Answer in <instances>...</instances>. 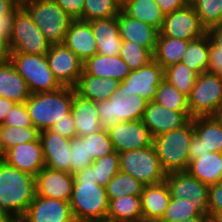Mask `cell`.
Segmentation results:
<instances>
[{
	"label": "cell",
	"mask_w": 222,
	"mask_h": 222,
	"mask_svg": "<svg viewBox=\"0 0 222 222\" xmlns=\"http://www.w3.org/2000/svg\"><path fill=\"white\" fill-rule=\"evenodd\" d=\"M155 1L164 14H168L175 10L182 9L189 3V0H155Z\"/></svg>",
	"instance_id": "cell-51"
},
{
	"label": "cell",
	"mask_w": 222,
	"mask_h": 222,
	"mask_svg": "<svg viewBox=\"0 0 222 222\" xmlns=\"http://www.w3.org/2000/svg\"><path fill=\"white\" fill-rule=\"evenodd\" d=\"M106 222H143L141 196L125 195L109 200Z\"/></svg>",
	"instance_id": "cell-31"
},
{
	"label": "cell",
	"mask_w": 222,
	"mask_h": 222,
	"mask_svg": "<svg viewBox=\"0 0 222 222\" xmlns=\"http://www.w3.org/2000/svg\"><path fill=\"white\" fill-rule=\"evenodd\" d=\"M211 222H222V211L215 213L211 217Z\"/></svg>",
	"instance_id": "cell-60"
},
{
	"label": "cell",
	"mask_w": 222,
	"mask_h": 222,
	"mask_svg": "<svg viewBox=\"0 0 222 222\" xmlns=\"http://www.w3.org/2000/svg\"><path fill=\"white\" fill-rule=\"evenodd\" d=\"M166 109L190 113L188 107V97L179 92L173 85L163 80L157 88L155 99L153 100Z\"/></svg>",
	"instance_id": "cell-37"
},
{
	"label": "cell",
	"mask_w": 222,
	"mask_h": 222,
	"mask_svg": "<svg viewBox=\"0 0 222 222\" xmlns=\"http://www.w3.org/2000/svg\"><path fill=\"white\" fill-rule=\"evenodd\" d=\"M189 174L207 186L222 181V153L210 152L201 158L190 160L187 170Z\"/></svg>",
	"instance_id": "cell-30"
},
{
	"label": "cell",
	"mask_w": 222,
	"mask_h": 222,
	"mask_svg": "<svg viewBox=\"0 0 222 222\" xmlns=\"http://www.w3.org/2000/svg\"><path fill=\"white\" fill-rule=\"evenodd\" d=\"M120 1V4H121V7L126 3L128 2L129 0H119Z\"/></svg>",
	"instance_id": "cell-62"
},
{
	"label": "cell",
	"mask_w": 222,
	"mask_h": 222,
	"mask_svg": "<svg viewBox=\"0 0 222 222\" xmlns=\"http://www.w3.org/2000/svg\"><path fill=\"white\" fill-rule=\"evenodd\" d=\"M96 110L95 101L83 98L74 89L71 113L76 128V136H88L103 129Z\"/></svg>",
	"instance_id": "cell-24"
},
{
	"label": "cell",
	"mask_w": 222,
	"mask_h": 222,
	"mask_svg": "<svg viewBox=\"0 0 222 222\" xmlns=\"http://www.w3.org/2000/svg\"><path fill=\"white\" fill-rule=\"evenodd\" d=\"M196 77L197 74L183 62H178L164 69V80L187 97L194 87Z\"/></svg>",
	"instance_id": "cell-36"
},
{
	"label": "cell",
	"mask_w": 222,
	"mask_h": 222,
	"mask_svg": "<svg viewBox=\"0 0 222 222\" xmlns=\"http://www.w3.org/2000/svg\"><path fill=\"white\" fill-rule=\"evenodd\" d=\"M69 16L73 19H79L82 16V10L85 0H54Z\"/></svg>",
	"instance_id": "cell-50"
},
{
	"label": "cell",
	"mask_w": 222,
	"mask_h": 222,
	"mask_svg": "<svg viewBox=\"0 0 222 222\" xmlns=\"http://www.w3.org/2000/svg\"><path fill=\"white\" fill-rule=\"evenodd\" d=\"M164 80V68L152 60L149 64L131 73L123 80L127 87L134 93L143 97L148 102L153 101L157 88Z\"/></svg>",
	"instance_id": "cell-20"
},
{
	"label": "cell",
	"mask_w": 222,
	"mask_h": 222,
	"mask_svg": "<svg viewBox=\"0 0 222 222\" xmlns=\"http://www.w3.org/2000/svg\"><path fill=\"white\" fill-rule=\"evenodd\" d=\"M40 140L45 167L70 173L71 139L48 129L40 132Z\"/></svg>",
	"instance_id": "cell-19"
},
{
	"label": "cell",
	"mask_w": 222,
	"mask_h": 222,
	"mask_svg": "<svg viewBox=\"0 0 222 222\" xmlns=\"http://www.w3.org/2000/svg\"><path fill=\"white\" fill-rule=\"evenodd\" d=\"M121 10L129 17L149 24L158 31L162 27L165 16L155 0H129Z\"/></svg>",
	"instance_id": "cell-33"
},
{
	"label": "cell",
	"mask_w": 222,
	"mask_h": 222,
	"mask_svg": "<svg viewBox=\"0 0 222 222\" xmlns=\"http://www.w3.org/2000/svg\"><path fill=\"white\" fill-rule=\"evenodd\" d=\"M193 135L192 118L184 126L153 138L156 154L166 174L187 170L189 146Z\"/></svg>",
	"instance_id": "cell-5"
},
{
	"label": "cell",
	"mask_w": 222,
	"mask_h": 222,
	"mask_svg": "<svg viewBox=\"0 0 222 222\" xmlns=\"http://www.w3.org/2000/svg\"><path fill=\"white\" fill-rule=\"evenodd\" d=\"M181 222H211V217L209 215L201 214L200 216H196L191 219H186Z\"/></svg>",
	"instance_id": "cell-57"
},
{
	"label": "cell",
	"mask_w": 222,
	"mask_h": 222,
	"mask_svg": "<svg viewBox=\"0 0 222 222\" xmlns=\"http://www.w3.org/2000/svg\"><path fill=\"white\" fill-rule=\"evenodd\" d=\"M170 199L166 181L144 186L141 194L143 222H159L165 214Z\"/></svg>",
	"instance_id": "cell-26"
},
{
	"label": "cell",
	"mask_w": 222,
	"mask_h": 222,
	"mask_svg": "<svg viewBox=\"0 0 222 222\" xmlns=\"http://www.w3.org/2000/svg\"><path fill=\"white\" fill-rule=\"evenodd\" d=\"M49 68L63 87H75L83 72V62L65 44L51 45L46 53Z\"/></svg>",
	"instance_id": "cell-14"
},
{
	"label": "cell",
	"mask_w": 222,
	"mask_h": 222,
	"mask_svg": "<svg viewBox=\"0 0 222 222\" xmlns=\"http://www.w3.org/2000/svg\"><path fill=\"white\" fill-rule=\"evenodd\" d=\"M148 101L134 93L124 81L119 82L110 99L96 102L103 129H109L121 121L142 120Z\"/></svg>",
	"instance_id": "cell-4"
},
{
	"label": "cell",
	"mask_w": 222,
	"mask_h": 222,
	"mask_svg": "<svg viewBox=\"0 0 222 222\" xmlns=\"http://www.w3.org/2000/svg\"><path fill=\"white\" fill-rule=\"evenodd\" d=\"M208 72L222 76V48H216L209 38Z\"/></svg>",
	"instance_id": "cell-49"
},
{
	"label": "cell",
	"mask_w": 222,
	"mask_h": 222,
	"mask_svg": "<svg viewBox=\"0 0 222 222\" xmlns=\"http://www.w3.org/2000/svg\"><path fill=\"white\" fill-rule=\"evenodd\" d=\"M5 162L34 177L45 167L40 138L11 147L6 151Z\"/></svg>",
	"instance_id": "cell-21"
},
{
	"label": "cell",
	"mask_w": 222,
	"mask_h": 222,
	"mask_svg": "<svg viewBox=\"0 0 222 222\" xmlns=\"http://www.w3.org/2000/svg\"><path fill=\"white\" fill-rule=\"evenodd\" d=\"M83 72L91 76L111 78L121 82L131 73V69L120 56L96 53L83 63Z\"/></svg>",
	"instance_id": "cell-27"
},
{
	"label": "cell",
	"mask_w": 222,
	"mask_h": 222,
	"mask_svg": "<svg viewBox=\"0 0 222 222\" xmlns=\"http://www.w3.org/2000/svg\"><path fill=\"white\" fill-rule=\"evenodd\" d=\"M73 87H61L55 91L35 93L25 101L33 127L40 132L50 129L71 112Z\"/></svg>",
	"instance_id": "cell-3"
},
{
	"label": "cell",
	"mask_w": 222,
	"mask_h": 222,
	"mask_svg": "<svg viewBox=\"0 0 222 222\" xmlns=\"http://www.w3.org/2000/svg\"><path fill=\"white\" fill-rule=\"evenodd\" d=\"M14 14L0 15V34L10 40L13 30Z\"/></svg>",
	"instance_id": "cell-52"
},
{
	"label": "cell",
	"mask_w": 222,
	"mask_h": 222,
	"mask_svg": "<svg viewBox=\"0 0 222 222\" xmlns=\"http://www.w3.org/2000/svg\"><path fill=\"white\" fill-rule=\"evenodd\" d=\"M118 85L119 82L114 79L95 77L82 72L74 89L83 98L100 102L110 99Z\"/></svg>",
	"instance_id": "cell-29"
},
{
	"label": "cell",
	"mask_w": 222,
	"mask_h": 222,
	"mask_svg": "<svg viewBox=\"0 0 222 222\" xmlns=\"http://www.w3.org/2000/svg\"><path fill=\"white\" fill-rule=\"evenodd\" d=\"M218 117L222 120V109H221V111H220Z\"/></svg>",
	"instance_id": "cell-63"
},
{
	"label": "cell",
	"mask_w": 222,
	"mask_h": 222,
	"mask_svg": "<svg viewBox=\"0 0 222 222\" xmlns=\"http://www.w3.org/2000/svg\"><path fill=\"white\" fill-rule=\"evenodd\" d=\"M190 119V113L166 109L155 101H150L147 103L142 121L154 138L184 126Z\"/></svg>",
	"instance_id": "cell-18"
},
{
	"label": "cell",
	"mask_w": 222,
	"mask_h": 222,
	"mask_svg": "<svg viewBox=\"0 0 222 222\" xmlns=\"http://www.w3.org/2000/svg\"><path fill=\"white\" fill-rule=\"evenodd\" d=\"M12 1L17 7H24L25 5L31 3L35 0H12Z\"/></svg>",
	"instance_id": "cell-59"
},
{
	"label": "cell",
	"mask_w": 222,
	"mask_h": 222,
	"mask_svg": "<svg viewBox=\"0 0 222 222\" xmlns=\"http://www.w3.org/2000/svg\"><path fill=\"white\" fill-rule=\"evenodd\" d=\"M122 41L134 42L154 53L159 31L138 19L129 17L122 10L117 16Z\"/></svg>",
	"instance_id": "cell-22"
},
{
	"label": "cell",
	"mask_w": 222,
	"mask_h": 222,
	"mask_svg": "<svg viewBox=\"0 0 222 222\" xmlns=\"http://www.w3.org/2000/svg\"><path fill=\"white\" fill-rule=\"evenodd\" d=\"M93 176L101 186L106 187L109 181L120 171L119 153L114 151L93 161Z\"/></svg>",
	"instance_id": "cell-41"
},
{
	"label": "cell",
	"mask_w": 222,
	"mask_h": 222,
	"mask_svg": "<svg viewBox=\"0 0 222 222\" xmlns=\"http://www.w3.org/2000/svg\"><path fill=\"white\" fill-rule=\"evenodd\" d=\"M71 199L72 214L76 222H106L109 199L104 186L96 183L93 166L73 174Z\"/></svg>",
	"instance_id": "cell-1"
},
{
	"label": "cell",
	"mask_w": 222,
	"mask_h": 222,
	"mask_svg": "<svg viewBox=\"0 0 222 222\" xmlns=\"http://www.w3.org/2000/svg\"><path fill=\"white\" fill-rule=\"evenodd\" d=\"M194 135L189 146V161L210 152L222 153V120L218 116L193 118Z\"/></svg>",
	"instance_id": "cell-11"
},
{
	"label": "cell",
	"mask_w": 222,
	"mask_h": 222,
	"mask_svg": "<svg viewBox=\"0 0 222 222\" xmlns=\"http://www.w3.org/2000/svg\"><path fill=\"white\" fill-rule=\"evenodd\" d=\"M200 215L201 213L191 205L188 199L171 197L165 214L159 222H181Z\"/></svg>",
	"instance_id": "cell-43"
},
{
	"label": "cell",
	"mask_w": 222,
	"mask_h": 222,
	"mask_svg": "<svg viewBox=\"0 0 222 222\" xmlns=\"http://www.w3.org/2000/svg\"><path fill=\"white\" fill-rule=\"evenodd\" d=\"M3 124L14 127L20 126L22 128L33 127L26 104L15 103L5 116Z\"/></svg>",
	"instance_id": "cell-46"
},
{
	"label": "cell",
	"mask_w": 222,
	"mask_h": 222,
	"mask_svg": "<svg viewBox=\"0 0 222 222\" xmlns=\"http://www.w3.org/2000/svg\"><path fill=\"white\" fill-rule=\"evenodd\" d=\"M24 8L51 45L64 43L73 18L54 0H35Z\"/></svg>",
	"instance_id": "cell-6"
},
{
	"label": "cell",
	"mask_w": 222,
	"mask_h": 222,
	"mask_svg": "<svg viewBox=\"0 0 222 222\" xmlns=\"http://www.w3.org/2000/svg\"><path fill=\"white\" fill-rule=\"evenodd\" d=\"M0 222H13V221L2 211H0Z\"/></svg>",
	"instance_id": "cell-61"
},
{
	"label": "cell",
	"mask_w": 222,
	"mask_h": 222,
	"mask_svg": "<svg viewBox=\"0 0 222 222\" xmlns=\"http://www.w3.org/2000/svg\"><path fill=\"white\" fill-rule=\"evenodd\" d=\"M189 3L206 30L222 24V0H189Z\"/></svg>",
	"instance_id": "cell-40"
},
{
	"label": "cell",
	"mask_w": 222,
	"mask_h": 222,
	"mask_svg": "<svg viewBox=\"0 0 222 222\" xmlns=\"http://www.w3.org/2000/svg\"><path fill=\"white\" fill-rule=\"evenodd\" d=\"M19 222H76L69 202L35 194Z\"/></svg>",
	"instance_id": "cell-16"
},
{
	"label": "cell",
	"mask_w": 222,
	"mask_h": 222,
	"mask_svg": "<svg viewBox=\"0 0 222 222\" xmlns=\"http://www.w3.org/2000/svg\"><path fill=\"white\" fill-rule=\"evenodd\" d=\"M197 75L208 72L209 66V36L205 35L190 40L182 61Z\"/></svg>",
	"instance_id": "cell-34"
},
{
	"label": "cell",
	"mask_w": 222,
	"mask_h": 222,
	"mask_svg": "<svg viewBox=\"0 0 222 222\" xmlns=\"http://www.w3.org/2000/svg\"><path fill=\"white\" fill-rule=\"evenodd\" d=\"M131 70L146 66L153 60V53L134 42L123 41L119 55Z\"/></svg>",
	"instance_id": "cell-42"
},
{
	"label": "cell",
	"mask_w": 222,
	"mask_h": 222,
	"mask_svg": "<svg viewBox=\"0 0 222 222\" xmlns=\"http://www.w3.org/2000/svg\"><path fill=\"white\" fill-rule=\"evenodd\" d=\"M10 61L26 81L31 94L51 92L62 87L49 68L46 54L11 53Z\"/></svg>",
	"instance_id": "cell-7"
},
{
	"label": "cell",
	"mask_w": 222,
	"mask_h": 222,
	"mask_svg": "<svg viewBox=\"0 0 222 222\" xmlns=\"http://www.w3.org/2000/svg\"><path fill=\"white\" fill-rule=\"evenodd\" d=\"M17 6L12 0H0V15L1 14H15Z\"/></svg>",
	"instance_id": "cell-56"
},
{
	"label": "cell",
	"mask_w": 222,
	"mask_h": 222,
	"mask_svg": "<svg viewBox=\"0 0 222 222\" xmlns=\"http://www.w3.org/2000/svg\"><path fill=\"white\" fill-rule=\"evenodd\" d=\"M51 131L58 133L62 137L65 138H73L76 136V128L74 124V119L72 117V113L64 116V119L55 123L51 128Z\"/></svg>",
	"instance_id": "cell-48"
},
{
	"label": "cell",
	"mask_w": 222,
	"mask_h": 222,
	"mask_svg": "<svg viewBox=\"0 0 222 222\" xmlns=\"http://www.w3.org/2000/svg\"><path fill=\"white\" fill-rule=\"evenodd\" d=\"M207 33L206 28L201 24L194 7L188 3L185 7L165 14L164 21L159 34L162 36L194 40Z\"/></svg>",
	"instance_id": "cell-12"
},
{
	"label": "cell",
	"mask_w": 222,
	"mask_h": 222,
	"mask_svg": "<svg viewBox=\"0 0 222 222\" xmlns=\"http://www.w3.org/2000/svg\"><path fill=\"white\" fill-rule=\"evenodd\" d=\"M35 194L34 176L6 162L0 164V211L13 222H19Z\"/></svg>",
	"instance_id": "cell-2"
},
{
	"label": "cell",
	"mask_w": 222,
	"mask_h": 222,
	"mask_svg": "<svg viewBox=\"0 0 222 222\" xmlns=\"http://www.w3.org/2000/svg\"><path fill=\"white\" fill-rule=\"evenodd\" d=\"M188 42L183 39L162 36L158 33L153 60L159 63L164 69L181 62Z\"/></svg>",
	"instance_id": "cell-32"
},
{
	"label": "cell",
	"mask_w": 222,
	"mask_h": 222,
	"mask_svg": "<svg viewBox=\"0 0 222 222\" xmlns=\"http://www.w3.org/2000/svg\"><path fill=\"white\" fill-rule=\"evenodd\" d=\"M70 148V173L74 174L77 171L92 165L93 160L88 154L87 143L84 141L83 137L75 136L71 138Z\"/></svg>",
	"instance_id": "cell-45"
},
{
	"label": "cell",
	"mask_w": 222,
	"mask_h": 222,
	"mask_svg": "<svg viewBox=\"0 0 222 222\" xmlns=\"http://www.w3.org/2000/svg\"><path fill=\"white\" fill-rule=\"evenodd\" d=\"M222 211V182L208 186V215Z\"/></svg>",
	"instance_id": "cell-47"
},
{
	"label": "cell",
	"mask_w": 222,
	"mask_h": 222,
	"mask_svg": "<svg viewBox=\"0 0 222 222\" xmlns=\"http://www.w3.org/2000/svg\"><path fill=\"white\" fill-rule=\"evenodd\" d=\"M89 23L97 44V53L107 56H119L123 41L119 33L117 17L97 19Z\"/></svg>",
	"instance_id": "cell-25"
},
{
	"label": "cell",
	"mask_w": 222,
	"mask_h": 222,
	"mask_svg": "<svg viewBox=\"0 0 222 222\" xmlns=\"http://www.w3.org/2000/svg\"><path fill=\"white\" fill-rule=\"evenodd\" d=\"M11 53L9 40L0 34V62L10 60Z\"/></svg>",
	"instance_id": "cell-54"
},
{
	"label": "cell",
	"mask_w": 222,
	"mask_h": 222,
	"mask_svg": "<svg viewBox=\"0 0 222 222\" xmlns=\"http://www.w3.org/2000/svg\"><path fill=\"white\" fill-rule=\"evenodd\" d=\"M188 107L191 118L218 116L222 109V76L210 72L197 75Z\"/></svg>",
	"instance_id": "cell-8"
},
{
	"label": "cell",
	"mask_w": 222,
	"mask_h": 222,
	"mask_svg": "<svg viewBox=\"0 0 222 222\" xmlns=\"http://www.w3.org/2000/svg\"><path fill=\"white\" fill-rule=\"evenodd\" d=\"M119 165L121 172L133 176L145 186L162 183L166 178L153 144L119 153Z\"/></svg>",
	"instance_id": "cell-9"
},
{
	"label": "cell",
	"mask_w": 222,
	"mask_h": 222,
	"mask_svg": "<svg viewBox=\"0 0 222 222\" xmlns=\"http://www.w3.org/2000/svg\"><path fill=\"white\" fill-rule=\"evenodd\" d=\"M15 102L4 97H0V125L3 124L5 116L9 113Z\"/></svg>",
	"instance_id": "cell-55"
},
{
	"label": "cell",
	"mask_w": 222,
	"mask_h": 222,
	"mask_svg": "<svg viewBox=\"0 0 222 222\" xmlns=\"http://www.w3.org/2000/svg\"><path fill=\"white\" fill-rule=\"evenodd\" d=\"M144 186L133 176L119 171L105 187L109 200L125 195L141 196Z\"/></svg>",
	"instance_id": "cell-35"
},
{
	"label": "cell",
	"mask_w": 222,
	"mask_h": 222,
	"mask_svg": "<svg viewBox=\"0 0 222 222\" xmlns=\"http://www.w3.org/2000/svg\"><path fill=\"white\" fill-rule=\"evenodd\" d=\"M210 42L216 48H222V24L215 25L207 30Z\"/></svg>",
	"instance_id": "cell-53"
},
{
	"label": "cell",
	"mask_w": 222,
	"mask_h": 222,
	"mask_svg": "<svg viewBox=\"0 0 222 222\" xmlns=\"http://www.w3.org/2000/svg\"><path fill=\"white\" fill-rule=\"evenodd\" d=\"M9 44L12 53L25 54H46L51 46L24 7L15 10Z\"/></svg>",
	"instance_id": "cell-10"
},
{
	"label": "cell",
	"mask_w": 222,
	"mask_h": 222,
	"mask_svg": "<svg viewBox=\"0 0 222 222\" xmlns=\"http://www.w3.org/2000/svg\"><path fill=\"white\" fill-rule=\"evenodd\" d=\"M107 131L117 153L138 150L153 144V137L142 120L121 121Z\"/></svg>",
	"instance_id": "cell-15"
},
{
	"label": "cell",
	"mask_w": 222,
	"mask_h": 222,
	"mask_svg": "<svg viewBox=\"0 0 222 222\" xmlns=\"http://www.w3.org/2000/svg\"><path fill=\"white\" fill-rule=\"evenodd\" d=\"M74 184L72 173L44 167L35 177L36 195L69 202Z\"/></svg>",
	"instance_id": "cell-17"
},
{
	"label": "cell",
	"mask_w": 222,
	"mask_h": 222,
	"mask_svg": "<svg viewBox=\"0 0 222 222\" xmlns=\"http://www.w3.org/2000/svg\"><path fill=\"white\" fill-rule=\"evenodd\" d=\"M31 93L26 81L10 60L0 62V97L15 103H25Z\"/></svg>",
	"instance_id": "cell-28"
},
{
	"label": "cell",
	"mask_w": 222,
	"mask_h": 222,
	"mask_svg": "<svg viewBox=\"0 0 222 222\" xmlns=\"http://www.w3.org/2000/svg\"><path fill=\"white\" fill-rule=\"evenodd\" d=\"M39 138L40 131L35 127L0 125V139L6 150L21 143L36 141Z\"/></svg>",
	"instance_id": "cell-39"
},
{
	"label": "cell",
	"mask_w": 222,
	"mask_h": 222,
	"mask_svg": "<svg viewBox=\"0 0 222 222\" xmlns=\"http://www.w3.org/2000/svg\"><path fill=\"white\" fill-rule=\"evenodd\" d=\"M83 138L87 143L88 154L93 161L114 152L112 141L106 129L84 136Z\"/></svg>",
	"instance_id": "cell-44"
},
{
	"label": "cell",
	"mask_w": 222,
	"mask_h": 222,
	"mask_svg": "<svg viewBox=\"0 0 222 222\" xmlns=\"http://www.w3.org/2000/svg\"><path fill=\"white\" fill-rule=\"evenodd\" d=\"M172 198L188 199L201 214L208 215V186L187 171L166 174Z\"/></svg>",
	"instance_id": "cell-13"
},
{
	"label": "cell",
	"mask_w": 222,
	"mask_h": 222,
	"mask_svg": "<svg viewBox=\"0 0 222 222\" xmlns=\"http://www.w3.org/2000/svg\"><path fill=\"white\" fill-rule=\"evenodd\" d=\"M63 44L71 49L83 63L97 53V44L88 21L73 19Z\"/></svg>",
	"instance_id": "cell-23"
},
{
	"label": "cell",
	"mask_w": 222,
	"mask_h": 222,
	"mask_svg": "<svg viewBox=\"0 0 222 222\" xmlns=\"http://www.w3.org/2000/svg\"><path fill=\"white\" fill-rule=\"evenodd\" d=\"M121 11L119 0H85L82 16L79 20L93 21L117 17Z\"/></svg>",
	"instance_id": "cell-38"
},
{
	"label": "cell",
	"mask_w": 222,
	"mask_h": 222,
	"mask_svg": "<svg viewBox=\"0 0 222 222\" xmlns=\"http://www.w3.org/2000/svg\"><path fill=\"white\" fill-rule=\"evenodd\" d=\"M6 151L7 150L3 146V143L1 142V139H0V164L4 163L6 160Z\"/></svg>",
	"instance_id": "cell-58"
}]
</instances>
